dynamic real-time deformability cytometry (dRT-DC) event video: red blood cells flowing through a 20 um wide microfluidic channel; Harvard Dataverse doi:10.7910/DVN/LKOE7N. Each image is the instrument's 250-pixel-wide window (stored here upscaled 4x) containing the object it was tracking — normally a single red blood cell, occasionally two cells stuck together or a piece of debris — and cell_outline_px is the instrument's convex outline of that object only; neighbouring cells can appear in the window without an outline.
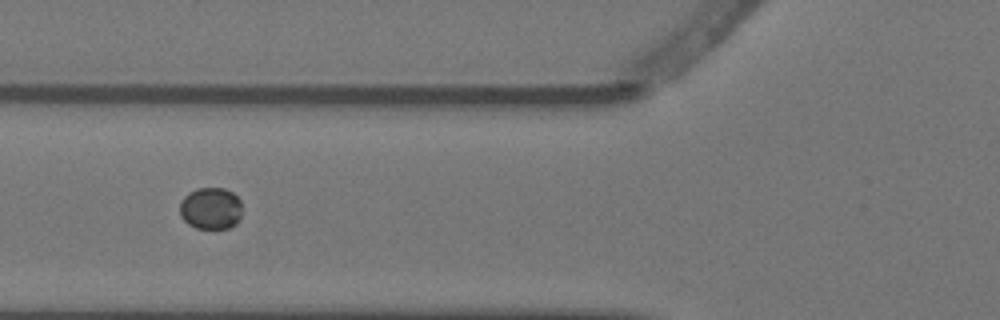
{"species": "Egyptian fruit bat (a non-hibernating species)", "species_latin": "Rousettus aegyptiacus", "temperature_condition": "warm", "stored_images_in_passage": 7, "camera_frame_rate_fps": 3000, "um_per_image_px": 0.085, "animal": {"sex": "female"}, "frame": {"image": 1, "passage_image": 3, "time_ms": 0.667, "image_size_px": [1000, 320], "cell_outline_px": [[240, 220], [236, 224], [228, 228], [196, 228], [188, 224], [180, 216], [180, 200], [188, 192], [196, 188], [224, 188], [232, 192], [240, 200]], "centroid_in_image_um": [17.89, 17.7], "position_along_channel_um": 107.9, "area_um2": 15.32}}
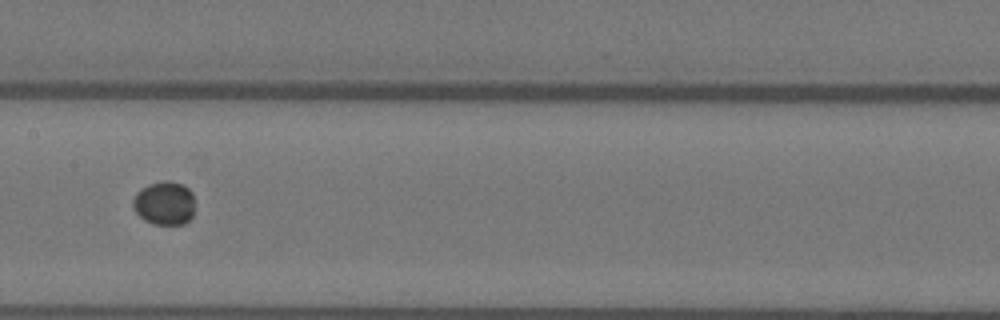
{"frame": {"image": 2, "passage_image": 5, "time_ms": 1.333, "image_size_px": [1000, 320], "cell_outline_px": [[192, 216], [184, 224], [152, 224], [144, 220], [136, 212], [132, 204], [132, 200], [136, 192], [140, 188], [148, 184], [164, 180], [168, 180], [184, 184], [192, 192]], "centroid_in_image_um": [13.94, 17.25], "position_along_channel_um": 193.5, "area_um2": 15.78}}
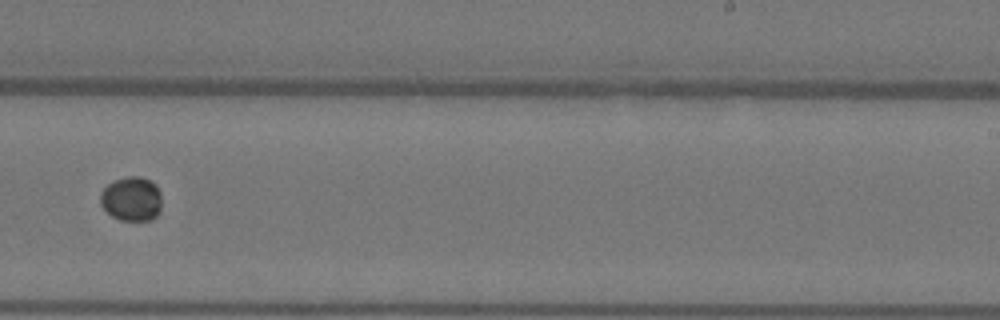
{"frame": {"image": 3, "passage_image": 7, "time_ms": 2.0, "image_size_px": [1000, 320], "cell_outline_px": [[160, 212], [152, 220], [120, 220], [112, 216], [100, 204], [100, 192], [108, 184], [116, 180], [128, 176], [140, 176], [152, 180], [156, 184], [160, 192]], "centroid_in_image_um": [11.19, 16.9], "position_along_channel_um": 277.8, "area_um2": 15.95}}